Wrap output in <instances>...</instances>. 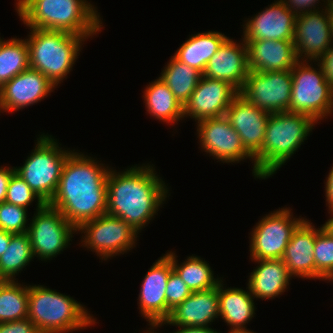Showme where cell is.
<instances>
[{
  "instance_id": "1",
  "label": "cell",
  "mask_w": 333,
  "mask_h": 333,
  "mask_svg": "<svg viewBox=\"0 0 333 333\" xmlns=\"http://www.w3.org/2000/svg\"><path fill=\"white\" fill-rule=\"evenodd\" d=\"M77 151L74 149L67 157L58 189L49 203L76 229L106 213L110 171L109 165Z\"/></svg>"
},
{
  "instance_id": "2",
  "label": "cell",
  "mask_w": 333,
  "mask_h": 333,
  "mask_svg": "<svg viewBox=\"0 0 333 333\" xmlns=\"http://www.w3.org/2000/svg\"><path fill=\"white\" fill-rule=\"evenodd\" d=\"M139 165H132L121 172L110 168L106 213L125 220L141 233L145 225L148 226L158 215L157 212L170 194L154 164Z\"/></svg>"
},
{
  "instance_id": "3",
  "label": "cell",
  "mask_w": 333,
  "mask_h": 333,
  "mask_svg": "<svg viewBox=\"0 0 333 333\" xmlns=\"http://www.w3.org/2000/svg\"><path fill=\"white\" fill-rule=\"evenodd\" d=\"M15 5L28 28L64 31L86 39L103 28V18L87 0H17Z\"/></svg>"
},
{
  "instance_id": "4",
  "label": "cell",
  "mask_w": 333,
  "mask_h": 333,
  "mask_svg": "<svg viewBox=\"0 0 333 333\" xmlns=\"http://www.w3.org/2000/svg\"><path fill=\"white\" fill-rule=\"evenodd\" d=\"M316 124L312 117L302 113H271L261 152L254 158L256 178L265 180L277 173L307 140Z\"/></svg>"
},
{
  "instance_id": "5",
  "label": "cell",
  "mask_w": 333,
  "mask_h": 333,
  "mask_svg": "<svg viewBox=\"0 0 333 333\" xmlns=\"http://www.w3.org/2000/svg\"><path fill=\"white\" fill-rule=\"evenodd\" d=\"M28 319L40 333H73L97 321L71 296L40 284L28 285Z\"/></svg>"
},
{
  "instance_id": "6",
  "label": "cell",
  "mask_w": 333,
  "mask_h": 333,
  "mask_svg": "<svg viewBox=\"0 0 333 333\" xmlns=\"http://www.w3.org/2000/svg\"><path fill=\"white\" fill-rule=\"evenodd\" d=\"M29 65L56 87L67 79L87 39L64 31L28 28Z\"/></svg>"
},
{
  "instance_id": "7",
  "label": "cell",
  "mask_w": 333,
  "mask_h": 333,
  "mask_svg": "<svg viewBox=\"0 0 333 333\" xmlns=\"http://www.w3.org/2000/svg\"><path fill=\"white\" fill-rule=\"evenodd\" d=\"M38 136L30 156L23 166L15 167V172L45 204H49L58 189L64 163L72 150L59 147L62 144L48 133Z\"/></svg>"
},
{
  "instance_id": "8",
  "label": "cell",
  "mask_w": 333,
  "mask_h": 333,
  "mask_svg": "<svg viewBox=\"0 0 333 333\" xmlns=\"http://www.w3.org/2000/svg\"><path fill=\"white\" fill-rule=\"evenodd\" d=\"M312 63L298 61L291 69L289 112L308 115L319 123L333 115V88L325 80L320 65L317 63L315 68Z\"/></svg>"
},
{
  "instance_id": "9",
  "label": "cell",
  "mask_w": 333,
  "mask_h": 333,
  "mask_svg": "<svg viewBox=\"0 0 333 333\" xmlns=\"http://www.w3.org/2000/svg\"><path fill=\"white\" fill-rule=\"evenodd\" d=\"M81 232V242L87 250L95 252L101 260L123 255L136 247L137 232L125 220L107 213L84 222L77 233ZM83 239V240H82Z\"/></svg>"
},
{
  "instance_id": "10",
  "label": "cell",
  "mask_w": 333,
  "mask_h": 333,
  "mask_svg": "<svg viewBox=\"0 0 333 333\" xmlns=\"http://www.w3.org/2000/svg\"><path fill=\"white\" fill-rule=\"evenodd\" d=\"M290 207L265 214L252 228L250 259H282L293 232L306 219L296 218ZM301 217V218H300Z\"/></svg>"
},
{
  "instance_id": "11",
  "label": "cell",
  "mask_w": 333,
  "mask_h": 333,
  "mask_svg": "<svg viewBox=\"0 0 333 333\" xmlns=\"http://www.w3.org/2000/svg\"><path fill=\"white\" fill-rule=\"evenodd\" d=\"M27 234L31 242L33 256L48 261L56 258L71 245L77 229L68 222L61 212L49 204L34 211Z\"/></svg>"
},
{
  "instance_id": "12",
  "label": "cell",
  "mask_w": 333,
  "mask_h": 333,
  "mask_svg": "<svg viewBox=\"0 0 333 333\" xmlns=\"http://www.w3.org/2000/svg\"><path fill=\"white\" fill-rule=\"evenodd\" d=\"M196 124L197 138L203 152L227 164L249 159L253 163L252 174L256 178L254 157L244 148L241 137L226 116L204 119Z\"/></svg>"
},
{
  "instance_id": "13",
  "label": "cell",
  "mask_w": 333,
  "mask_h": 333,
  "mask_svg": "<svg viewBox=\"0 0 333 333\" xmlns=\"http://www.w3.org/2000/svg\"><path fill=\"white\" fill-rule=\"evenodd\" d=\"M291 90V70L249 71L239 94L257 108L278 113L289 112Z\"/></svg>"
},
{
  "instance_id": "14",
  "label": "cell",
  "mask_w": 333,
  "mask_h": 333,
  "mask_svg": "<svg viewBox=\"0 0 333 333\" xmlns=\"http://www.w3.org/2000/svg\"><path fill=\"white\" fill-rule=\"evenodd\" d=\"M294 46L298 61H315L333 44L329 7L296 18Z\"/></svg>"
},
{
  "instance_id": "15",
  "label": "cell",
  "mask_w": 333,
  "mask_h": 333,
  "mask_svg": "<svg viewBox=\"0 0 333 333\" xmlns=\"http://www.w3.org/2000/svg\"><path fill=\"white\" fill-rule=\"evenodd\" d=\"M239 91L229 82L202 76L189 101L184 105V117L198 121L225 116Z\"/></svg>"
},
{
  "instance_id": "16",
  "label": "cell",
  "mask_w": 333,
  "mask_h": 333,
  "mask_svg": "<svg viewBox=\"0 0 333 333\" xmlns=\"http://www.w3.org/2000/svg\"><path fill=\"white\" fill-rule=\"evenodd\" d=\"M57 88L39 71L28 68L0 88V113H12L32 106Z\"/></svg>"
},
{
  "instance_id": "17",
  "label": "cell",
  "mask_w": 333,
  "mask_h": 333,
  "mask_svg": "<svg viewBox=\"0 0 333 333\" xmlns=\"http://www.w3.org/2000/svg\"><path fill=\"white\" fill-rule=\"evenodd\" d=\"M173 270L171 259L164 254L156 260L141 284L138 309L149 324H162L167 320L166 286Z\"/></svg>"
},
{
  "instance_id": "18",
  "label": "cell",
  "mask_w": 333,
  "mask_h": 333,
  "mask_svg": "<svg viewBox=\"0 0 333 333\" xmlns=\"http://www.w3.org/2000/svg\"><path fill=\"white\" fill-rule=\"evenodd\" d=\"M268 5L263 11L244 21V41H294L297 16L281 0ZM246 22V23H245Z\"/></svg>"
},
{
  "instance_id": "19",
  "label": "cell",
  "mask_w": 333,
  "mask_h": 333,
  "mask_svg": "<svg viewBox=\"0 0 333 333\" xmlns=\"http://www.w3.org/2000/svg\"><path fill=\"white\" fill-rule=\"evenodd\" d=\"M270 114L252 105L240 94L234 98L226 110V118L241 137L244 148L254 158L261 152Z\"/></svg>"
},
{
  "instance_id": "20",
  "label": "cell",
  "mask_w": 333,
  "mask_h": 333,
  "mask_svg": "<svg viewBox=\"0 0 333 333\" xmlns=\"http://www.w3.org/2000/svg\"><path fill=\"white\" fill-rule=\"evenodd\" d=\"M227 38L218 51L210 58L203 76L229 82L238 91L248 77L247 45L242 38V43Z\"/></svg>"
},
{
  "instance_id": "21",
  "label": "cell",
  "mask_w": 333,
  "mask_h": 333,
  "mask_svg": "<svg viewBox=\"0 0 333 333\" xmlns=\"http://www.w3.org/2000/svg\"><path fill=\"white\" fill-rule=\"evenodd\" d=\"M216 318H219L218 286L192 292L181 304L171 310L162 326L209 327Z\"/></svg>"
},
{
  "instance_id": "22",
  "label": "cell",
  "mask_w": 333,
  "mask_h": 333,
  "mask_svg": "<svg viewBox=\"0 0 333 333\" xmlns=\"http://www.w3.org/2000/svg\"><path fill=\"white\" fill-rule=\"evenodd\" d=\"M249 71L269 72L291 70L298 62L293 41H245Z\"/></svg>"
},
{
  "instance_id": "23",
  "label": "cell",
  "mask_w": 333,
  "mask_h": 333,
  "mask_svg": "<svg viewBox=\"0 0 333 333\" xmlns=\"http://www.w3.org/2000/svg\"><path fill=\"white\" fill-rule=\"evenodd\" d=\"M318 228L305 219L293 232L283 262L293 277L315 280L314 246Z\"/></svg>"
},
{
  "instance_id": "24",
  "label": "cell",
  "mask_w": 333,
  "mask_h": 333,
  "mask_svg": "<svg viewBox=\"0 0 333 333\" xmlns=\"http://www.w3.org/2000/svg\"><path fill=\"white\" fill-rule=\"evenodd\" d=\"M251 261L258 264L250 273L247 281L249 291L255 300L274 299L288 289L289 282L293 276L282 259Z\"/></svg>"
},
{
  "instance_id": "25",
  "label": "cell",
  "mask_w": 333,
  "mask_h": 333,
  "mask_svg": "<svg viewBox=\"0 0 333 333\" xmlns=\"http://www.w3.org/2000/svg\"><path fill=\"white\" fill-rule=\"evenodd\" d=\"M221 280L218 284L219 318L224 320L231 330L247 329L255 316V302L249 288L246 290L236 287H227Z\"/></svg>"
},
{
  "instance_id": "26",
  "label": "cell",
  "mask_w": 333,
  "mask_h": 333,
  "mask_svg": "<svg viewBox=\"0 0 333 333\" xmlns=\"http://www.w3.org/2000/svg\"><path fill=\"white\" fill-rule=\"evenodd\" d=\"M227 38V35L216 30L196 33L189 36L173 56L203 74L210 58Z\"/></svg>"
},
{
  "instance_id": "27",
  "label": "cell",
  "mask_w": 333,
  "mask_h": 333,
  "mask_svg": "<svg viewBox=\"0 0 333 333\" xmlns=\"http://www.w3.org/2000/svg\"><path fill=\"white\" fill-rule=\"evenodd\" d=\"M143 97L146 111L150 117L171 125H176L184 119V106L159 77L155 81L149 82V85L145 87Z\"/></svg>"
},
{
  "instance_id": "28",
  "label": "cell",
  "mask_w": 333,
  "mask_h": 333,
  "mask_svg": "<svg viewBox=\"0 0 333 333\" xmlns=\"http://www.w3.org/2000/svg\"><path fill=\"white\" fill-rule=\"evenodd\" d=\"M166 255L171 259L173 269L186 283L191 292H197L201 290H207L217 287L221 280V277L215 278L214 272L211 269L208 262L203 260L199 256H187L185 261L179 264L176 259L174 251L166 252Z\"/></svg>"
},
{
  "instance_id": "29",
  "label": "cell",
  "mask_w": 333,
  "mask_h": 333,
  "mask_svg": "<svg viewBox=\"0 0 333 333\" xmlns=\"http://www.w3.org/2000/svg\"><path fill=\"white\" fill-rule=\"evenodd\" d=\"M159 78L173 92L175 98L184 106L190 99L203 74L174 56L165 65Z\"/></svg>"
},
{
  "instance_id": "30",
  "label": "cell",
  "mask_w": 333,
  "mask_h": 333,
  "mask_svg": "<svg viewBox=\"0 0 333 333\" xmlns=\"http://www.w3.org/2000/svg\"><path fill=\"white\" fill-rule=\"evenodd\" d=\"M34 259L27 233H10V243L0 256V280L15 281L21 271Z\"/></svg>"
},
{
  "instance_id": "31",
  "label": "cell",
  "mask_w": 333,
  "mask_h": 333,
  "mask_svg": "<svg viewBox=\"0 0 333 333\" xmlns=\"http://www.w3.org/2000/svg\"><path fill=\"white\" fill-rule=\"evenodd\" d=\"M28 318V285L0 280V323Z\"/></svg>"
},
{
  "instance_id": "32",
  "label": "cell",
  "mask_w": 333,
  "mask_h": 333,
  "mask_svg": "<svg viewBox=\"0 0 333 333\" xmlns=\"http://www.w3.org/2000/svg\"><path fill=\"white\" fill-rule=\"evenodd\" d=\"M28 68L29 49L26 39L16 37L4 40L0 47V88Z\"/></svg>"
},
{
  "instance_id": "33",
  "label": "cell",
  "mask_w": 333,
  "mask_h": 333,
  "mask_svg": "<svg viewBox=\"0 0 333 333\" xmlns=\"http://www.w3.org/2000/svg\"><path fill=\"white\" fill-rule=\"evenodd\" d=\"M313 252L315 279L325 281L333 275V234L324 224L318 228Z\"/></svg>"
},
{
  "instance_id": "34",
  "label": "cell",
  "mask_w": 333,
  "mask_h": 333,
  "mask_svg": "<svg viewBox=\"0 0 333 333\" xmlns=\"http://www.w3.org/2000/svg\"><path fill=\"white\" fill-rule=\"evenodd\" d=\"M28 208H23L3 202L0 204V229L12 233L22 234L27 233L30 220L28 215ZM28 218V219H27Z\"/></svg>"
},
{
  "instance_id": "35",
  "label": "cell",
  "mask_w": 333,
  "mask_h": 333,
  "mask_svg": "<svg viewBox=\"0 0 333 333\" xmlns=\"http://www.w3.org/2000/svg\"><path fill=\"white\" fill-rule=\"evenodd\" d=\"M36 200V211L41 209L45 203L31 190L30 186L16 173L11 176L9 185L7 187V194L5 201L27 208L33 201Z\"/></svg>"
},
{
  "instance_id": "36",
  "label": "cell",
  "mask_w": 333,
  "mask_h": 333,
  "mask_svg": "<svg viewBox=\"0 0 333 333\" xmlns=\"http://www.w3.org/2000/svg\"><path fill=\"white\" fill-rule=\"evenodd\" d=\"M191 290L186 283L181 279L177 272L173 269L168 277L166 286V304H167V319L177 305L181 304L188 296L191 295Z\"/></svg>"
},
{
  "instance_id": "37",
  "label": "cell",
  "mask_w": 333,
  "mask_h": 333,
  "mask_svg": "<svg viewBox=\"0 0 333 333\" xmlns=\"http://www.w3.org/2000/svg\"><path fill=\"white\" fill-rule=\"evenodd\" d=\"M281 1L286 5V8H288L296 16L305 14L307 12L320 10V8L321 9L327 8L330 5V0H322L324 2L323 3L324 5H322L321 7L319 6L320 5L319 3H321L320 0H281Z\"/></svg>"
},
{
  "instance_id": "38",
  "label": "cell",
  "mask_w": 333,
  "mask_h": 333,
  "mask_svg": "<svg viewBox=\"0 0 333 333\" xmlns=\"http://www.w3.org/2000/svg\"><path fill=\"white\" fill-rule=\"evenodd\" d=\"M0 333H40L37 327L28 319H20L0 323Z\"/></svg>"
},
{
  "instance_id": "39",
  "label": "cell",
  "mask_w": 333,
  "mask_h": 333,
  "mask_svg": "<svg viewBox=\"0 0 333 333\" xmlns=\"http://www.w3.org/2000/svg\"><path fill=\"white\" fill-rule=\"evenodd\" d=\"M315 62L320 65L325 80L333 88V44Z\"/></svg>"
},
{
  "instance_id": "40",
  "label": "cell",
  "mask_w": 333,
  "mask_h": 333,
  "mask_svg": "<svg viewBox=\"0 0 333 333\" xmlns=\"http://www.w3.org/2000/svg\"><path fill=\"white\" fill-rule=\"evenodd\" d=\"M15 172V167H0V204L5 202L7 187L9 185L12 174Z\"/></svg>"
},
{
  "instance_id": "41",
  "label": "cell",
  "mask_w": 333,
  "mask_h": 333,
  "mask_svg": "<svg viewBox=\"0 0 333 333\" xmlns=\"http://www.w3.org/2000/svg\"><path fill=\"white\" fill-rule=\"evenodd\" d=\"M326 183V184H325ZM325 184V197H326V205L328 206V212L333 210V166L330 168V172L326 177Z\"/></svg>"
},
{
  "instance_id": "42",
  "label": "cell",
  "mask_w": 333,
  "mask_h": 333,
  "mask_svg": "<svg viewBox=\"0 0 333 333\" xmlns=\"http://www.w3.org/2000/svg\"><path fill=\"white\" fill-rule=\"evenodd\" d=\"M176 331H173L171 333H220L216 331V329H212L209 327H190V326H176Z\"/></svg>"
},
{
  "instance_id": "43",
  "label": "cell",
  "mask_w": 333,
  "mask_h": 333,
  "mask_svg": "<svg viewBox=\"0 0 333 333\" xmlns=\"http://www.w3.org/2000/svg\"><path fill=\"white\" fill-rule=\"evenodd\" d=\"M10 243V233L0 229V256L5 252Z\"/></svg>"
},
{
  "instance_id": "44",
  "label": "cell",
  "mask_w": 333,
  "mask_h": 333,
  "mask_svg": "<svg viewBox=\"0 0 333 333\" xmlns=\"http://www.w3.org/2000/svg\"><path fill=\"white\" fill-rule=\"evenodd\" d=\"M328 213L330 214V219L324 223V227L333 234V210Z\"/></svg>"
},
{
  "instance_id": "45",
  "label": "cell",
  "mask_w": 333,
  "mask_h": 333,
  "mask_svg": "<svg viewBox=\"0 0 333 333\" xmlns=\"http://www.w3.org/2000/svg\"><path fill=\"white\" fill-rule=\"evenodd\" d=\"M149 325H150V327L148 328L149 330L144 331V333H158L155 331V329H157L158 327L161 328V326H162V324H149Z\"/></svg>"
},
{
  "instance_id": "46",
  "label": "cell",
  "mask_w": 333,
  "mask_h": 333,
  "mask_svg": "<svg viewBox=\"0 0 333 333\" xmlns=\"http://www.w3.org/2000/svg\"><path fill=\"white\" fill-rule=\"evenodd\" d=\"M228 333H256L253 330L241 329V330H231Z\"/></svg>"
},
{
  "instance_id": "47",
  "label": "cell",
  "mask_w": 333,
  "mask_h": 333,
  "mask_svg": "<svg viewBox=\"0 0 333 333\" xmlns=\"http://www.w3.org/2000/svg\"><path fill=\"white\" fill-rule=\"evenodd\" d=\"M330 29H331V38L333 42V12L330 10Z\"/></svg>"
},
{
  "instance_id": "48",
  "label": "cell",
  "mask_w": 333,
  "mask_h": 333,
  "mask_svg": "<svg viewBox=\"0 0 333 333\" xmlns=\"http://www.w3.org/2000/svg\"><path fill=\"white\" fill-rule=\"evenodd\" d=\"M329 9L333 12V0H330Z\"/></svg>"
},
{
  "instance_id": "49",
  "label": "cell",
  "mask_w": 333,
  "mask_h": 333,
  "mask_svg": "<svg viewBox=\"0 0 333 333\" xmlns=\"http://www.w3.org/2000/svg\"><path fill=\"white\" fill-rule=\"evenodd\" d=\"M326 281H332L333 282V275L332 276H330Z\"/></svg>"
},
{
  "instance_id": "50",
  "label": "cell",
  "mask_w": 333,
  "mask_h": 333,
  "mask_svg": "<svg viewBox=\"0 0 333 333\" xmlns=\"http://www.w3.org/2000/svg\"><path fill=\"white\" fill-rule=\"evenodd\" d=\"M4 40H5L4 38L1 39V37H0V47H1Z\"/></svg>"
}]
</instances>
